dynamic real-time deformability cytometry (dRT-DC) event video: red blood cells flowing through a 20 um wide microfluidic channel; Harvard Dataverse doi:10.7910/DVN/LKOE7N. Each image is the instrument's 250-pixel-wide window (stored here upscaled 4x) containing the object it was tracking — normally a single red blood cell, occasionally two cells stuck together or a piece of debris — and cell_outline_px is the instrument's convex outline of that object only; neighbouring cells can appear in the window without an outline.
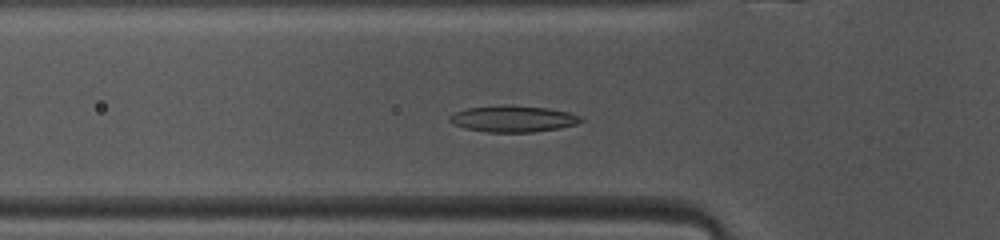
{"species": "common noctule bat (a hibernating species)", "species_latin": "Nyctalus noctula", "temperature_condition": "warm", "stored_images_in_passage": 29, "camera_frame_rate_fps": 3000, "um_per_image_px": 0.085, "animal": {"sex": "female", "body_mass_g": 10.0, "forearm_length_mm": 53.1}, "frame": {"image": 1, "passage_image": 3, "time_ms": 0.667, "image_size_px": [1000, 240], "cell_outline_px": [[584, 120], [576, 124], [560, 128], [532, 132], [488, 132], [464, 128], [452, 124], [448, 120], [448, 116], [456, 112], [468, 108], [508, 104], [512, 104], [548, 108], [568, 112], [580, 116]], "centroid_in_image_um": [43.6, 10.09], "position_along_channel_um": 82.2, "area_um2": 20.35}}
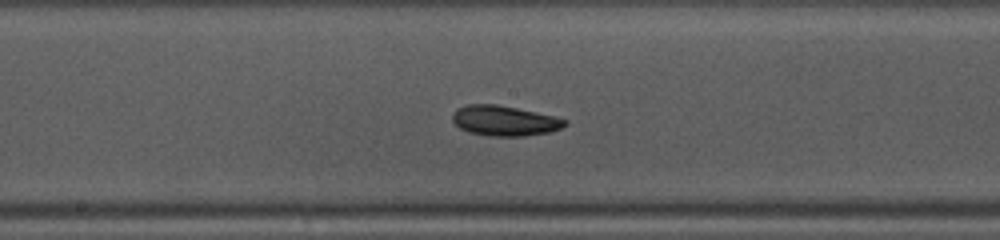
{"frame": {"image": 2, "passage_image": 12, "time_ms": 3.667, "image_size_px": [1000, 240], "cell_outline_px": [[568, 124], [560, 128], [548, 132], [524, 136], [492, 136], [468, 132], [460, 128], [452, 120], [452, 112], [456, 108], [464, 104], [496, 104], [536, 112], [568, 120]], "centroid_in_image_um": [42.84, 10.25], "position_along_channel_um": 205.4, "area_um2": 19.77}}
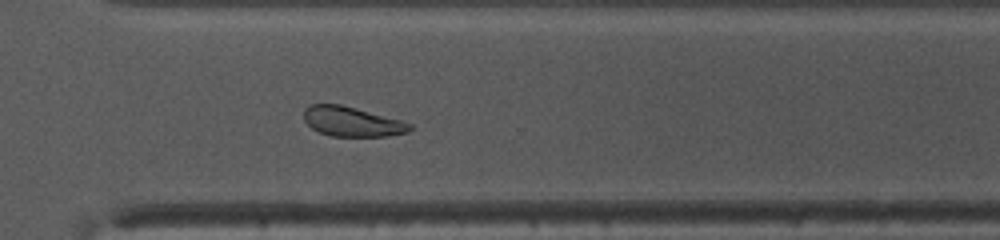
{"frame": {"image": 3, "passage_image": 22, "time_ms": 7.0, "image_size_px": [1000, 240], "cell_outline_px": [[412, 128], [408, 132], [388, 136], [332, 136], [320, 132], [312, 128], [304, 120], [304, 108], [308, 104], [340, 104], [404, 120], [412, 124]], "centroid_in_image_um": [29.94, 10.33], "position_along_channel_um": 340.7, "area_um2": 18.5}, "authors_computed_cell_mechanics": {"area_um2": 19.7098, "velocity_mm_per_s": 4.0721, "shape_relaxation_time_tau1_ms": 2.72, "shape_relaxation_time_tau2_ms": 6.3158, "deformation_change_tau1": 0.0936, "deformation_change_tau2": 0.0913}}